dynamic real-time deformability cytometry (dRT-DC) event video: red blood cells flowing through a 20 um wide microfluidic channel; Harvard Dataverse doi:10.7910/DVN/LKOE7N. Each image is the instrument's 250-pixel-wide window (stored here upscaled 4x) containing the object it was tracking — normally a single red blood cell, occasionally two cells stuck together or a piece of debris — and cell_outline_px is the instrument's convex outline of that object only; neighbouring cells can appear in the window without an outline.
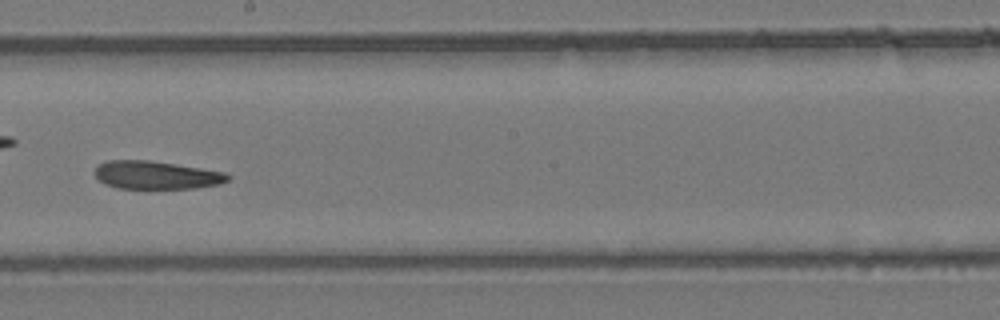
{"species": "common noctule bat (a hibernating species)", "species_latin": "Nyctalus noctula", "temperature_condition": "room temperature", "stored_images_in_passage": 46, "camera_frame_rate_fps": 3000, "um_per_image_px": 0.085, "animal": {"sex": "female", "body_mass_g": 24.6, "forearm_length_mm": 56.2}, "frame": {"image": 1, "passage_image": 27, "time_ms": 8.667, "image_size_px": [1000, 320], "cell_outline_px": [[232, 176], [228, 180], [220, 184], [196, 188], [116, 188], [104, 184], [92, 172], [100, 164], [108, 160], [148, 160], [200, 168], [224, 172]], "centroid_in_image_um": [13.27, 14.88], "position_along_channel_um": 234.9, "area_um2": 21.68}}